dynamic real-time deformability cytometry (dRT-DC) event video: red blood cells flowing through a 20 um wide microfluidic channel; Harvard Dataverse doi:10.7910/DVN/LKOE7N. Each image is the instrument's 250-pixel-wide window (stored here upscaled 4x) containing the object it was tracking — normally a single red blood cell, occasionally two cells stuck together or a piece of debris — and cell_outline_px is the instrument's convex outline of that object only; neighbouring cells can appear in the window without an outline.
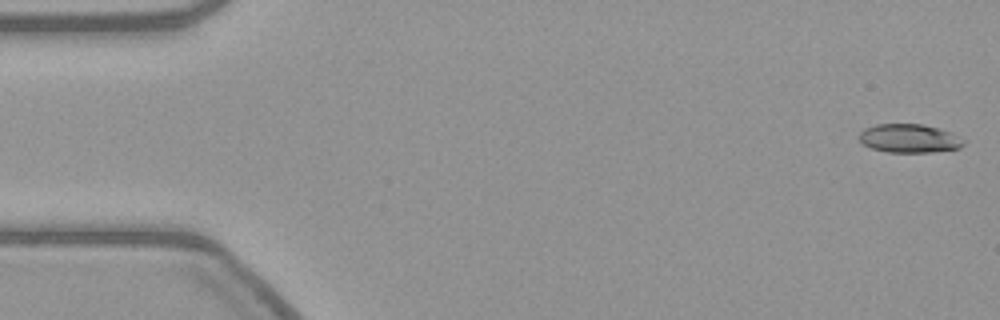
{"species": "common noctule bat (a hibernating species)", "species_latin": "Nyctalus noctula", "temperature_condition": "warm", "stored_images_in_passage": 55, "camera_frame_rate_fps": 3000, "um_per_image_px": 0.085, "animal": {"sex": "female", "body_mass_g": 21.9}, "frame": {"image": 1, "passage_image": 1, "time_ms": 0.0, "image_size_px": [1000, 320], "cell_outline_px": [[968, 140], [960, 148], [932, 152], [888, 152], [872, 148], [864, 144], [860, 140], [860, 132], [864, 128], [876, 124], [924, 124], [952, 132]], "centroid_in_image_um": [77.35, 11.75], "position_along_channel_um": 7.6, "area_um2": 17.57}}
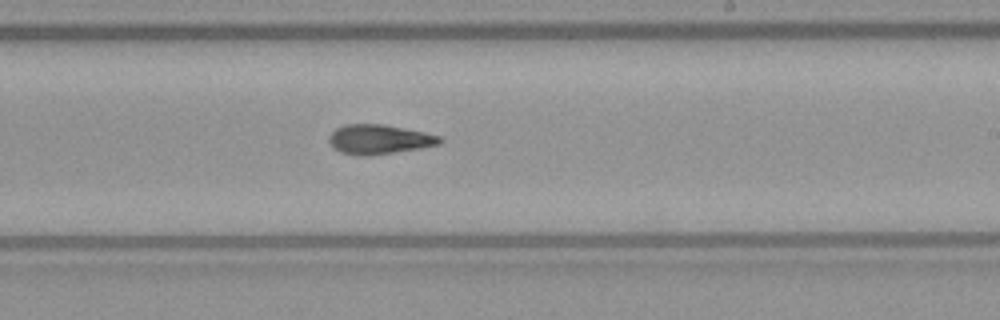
{"frame": {"image": 2, "passage_image": 32, "time_ms": 10.333, "image_size_px": [1000, 320], "cell_outline_px": [[444, 140], [440, 144], [420, 148], [396, 152], [368, 156], [356, 156], [340, 152], [332, 148], [328, 140], [328, 136], [336, 128], [344, 124], [384, 124], [424, 132], [440, 136]], "centroid_in_image_um": [32.2, 11.85], "position_along_channel_um": 256.8, "area_um2": 19.31}}
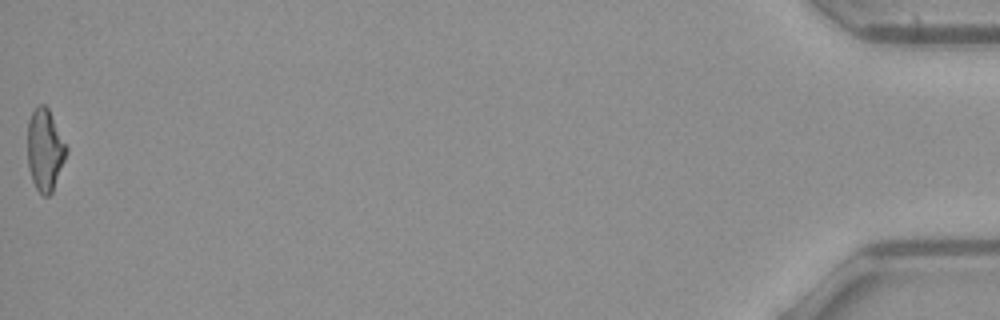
{"frame": {"image": 3, "passage_image": 55, "time_ms": 18.0, "image_size_px": [1000, 320], "cell_outline_px": [[68, 152], [52, 192], [48, 196], [44, 196], [36, 188], [32, 180], [28, 168], [28, 120], [32, 112], [40, 104], [44, 104], [48, 108], [68, 148]], "centroid_in_image_um": [3.82, 12.75], "position_along_channel_um": 431.4, "area_um2": 18.44}}